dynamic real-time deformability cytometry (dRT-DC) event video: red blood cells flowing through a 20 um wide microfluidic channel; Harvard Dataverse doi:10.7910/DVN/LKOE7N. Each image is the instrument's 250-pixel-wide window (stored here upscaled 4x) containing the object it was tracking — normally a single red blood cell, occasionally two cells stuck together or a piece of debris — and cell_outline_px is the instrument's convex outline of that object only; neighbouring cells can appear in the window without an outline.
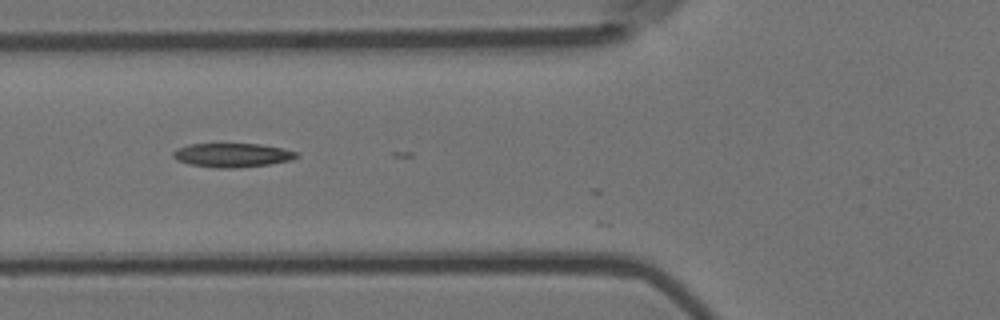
{"species": "Egyptian fruit bat (a non-hibernating species)", "species_latin": "Rousettus aegyptiacus", "temperature_condition": "room temperature", "stored_images_in_passage": 5, "camera_frame_rate_fps": 3000, "um_per_image_px": 0.085, "animal": {"sex": "female"}, "frame": {"image": 1, "passage_image": 3, "time_ms": 0.667, "image_size_px": [1000, 320], "cell_outline_px": [[300, 156], [292, 160], [268, 164], [232, 168], [216, 168], [192, 164], [176, 160], [172, 156], [172, 152], [176, 148], [188, 144], [260, 144], [280, 148], [296, 152]], "centroid_in_image_um": [19.71, 13.18], "position_along_channel_um": 106.1, "area_um2": 17.11}}